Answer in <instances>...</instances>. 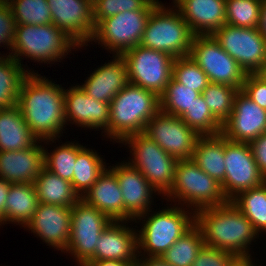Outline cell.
I'll return each instance as SVG.
<instances>
[{"mask_svg":"<svg viewBox=\"0 0 266 266\" xmlns=\"http://www.w3.org/2000/svg\"><path fill=\"white\" fill-rule=\"evenodd\" d=\"M120 143L130 148L128 164L137 168L158 195L165 197L174 183L177 160L144 133L125 137Z\"/></svg>","mask_w":266,"mask_h":266,"instance_id":"8","label":"cell"},{"mask_svg":"<svg viewBox=\"0 0 266 266\" xmlns=\"http://www.w3.org/2000/svg\"><path fill=\"white\" fill-rule=\"evenodd\" d=\"M128 83L125 60L121 55H113L112 61L95 68L80 86L93 99L110 103Z\"/></svg>","mask_w":266,"mask_h":266,"instance_id":"24","label":"cell"},{"mask_svg":"<svg viewBox=\"0 0 266 266\" xmlns=\"http://www.w3.org/2000/svg\"><path fill=\"white\" fill-rule=\"evenodd\" d=\"M204 245L202 232L194 224L160 257L171 266H192Z\"/></svg>","mask_w":266,"mask_h":266,"instance_id":"33","label":"cell"},{"mask_svg":"<svg viewBox=\"0 0 266 266\" xmlns=\"http://www.w3.org/2000/svg\"><path fill=\"white\" fill-rule=\"evenodd\" d=\"M259 74L266 79V63L263 67V69L259 72Z\"/></svg>","mask_w":266,"mask_h":266,"instance_id":"51","label":"cell"},{"mask_svg":"<svg viewBox=\"0 0 266 266\" xmlns=\"http://www.w3.org/2000/svg\"><path fill=\"white\" fill-rule=\"evenodd\" d=\"M191 159L202 171L222 183L226 172L225 137L221 133L200 136Z\"/></svg>","mask_w":266,"mask_h":266,"instance_id":"27","label":"cell"},{"mask_svg":"<svg viewBox=\"0 0 266 266\" xmlns=\"http://www.w3.org/2000/svg\"><path fill=\"white\" fill-rule=\"evenodd\" d=\"M225 178L222 191L228 201L240 192L262 185L266 179L259 172L248 143L225 138Z\"/></svg>","mask_w":266,"mask_h":266,"instance_id":"15","label":"cell"},{"mask_svg":"<svg viewBox=\"0 0 266 266\" xmlns=\"http://www.w3.org/2000/svg\"><path fill=\"white\" fill-rule=\"evenodd\" d=\"M83 266H134L130 262L118 260L87 261Z\"/></svg>","mask_w":266,"mask_h":266,"instance_id":"48","label":"cell"},{"mask_svg":"<svg viewBox=\"0 0 266 266\" xmlns=\"http://www.w3.org/2000/svg\"><path fill=\"white\" fill-rule=\"evenodd\" d=\"M53 82L38 72L30 73L24 80L17 99V106L27 126L46 145L51 141L56 143L57 137L62 136L61 132L66 127L65 89Z\"/></svg>","mask_w":266,"mask_h":266,"instance_id":"1","label":"cell"},{"mask_svg":"<svg viewBox=\"0 0 266 266\" xmlns=\"http://www.w3.org/2000/svg\"><path fill=\"white\" fill-rule=\"evenodd\" d=\"M127 65L128 81L160 97L172 79L174 58L162 51L135 46L121 54Z\"/></svg>","mask_w":266,"mask_h":266,"instance_id":"9","label":"cell"},{"mask_svg":"<svg viewBox=\"0 0 266 266\" xmlns=\"http://www.w3.org/2000/svg\"><path fill=\"white\" fill-rule=\"evenodd\" d=\"M237 260L229 252L204 245L192 266H232Z\"/></svg>","mask_w":266,"mask_h":266,"instance_id":"43","label":"cell"},{"mask_svg":"<svg viewBox=\"0 0 266 266\" xmlns=\"http://www.w3.org/2000/svg\"><path fill=\"white\" fill-rule=\"evenodd\" d=\"M11 184L12 183L0 178V220L5 216V204Z\"/></svg>","mask_w":266,"mask_h":266,"instance_id":"46","label":"cell"},{"mask_svg":"<svg viewBox=\"0 0 266 266\" xmlns=\"http://www.w3.org/2000/svg\"><path fill=\"white\" fill-rule=\"evenodd\" d=\"M180 118L200 136L221 133L222 124L213 116L201 94Z\"/></svg>","mask_w":266,"mask_h":266,"instance_id":"36","label":"cell"},{"mask_svg":"<svg viewBox=\"0 0 266 266\" xmlns=\"http://www.w3.org/2000/svg\"><path fill=\"white\" fill-rule=\"evenodd\" d=\"M263 0H226V24L259 28Z\"/></svg>","mask_w":266,"mask_h":266,"instance_id":"39","label":"cell"},{"mask_svg":"<svg viewBox=\"0 0 266 266\" xmlns=\"http://www.w3.org/2000/svg\"><path fill=\"white\" fill-rule=\"evenodd\" d=\"M23 66L9 54L0 56V109L17 105L24 80L30 73H35Z\"/></svg>","mask_w":266,"mask_h":266,"instance_id":"30","label":"cell"},{"mask_svg":"<svg viewBox=\"0 0 266 266\" xmlns=\"http://www.w3.org/2000/svg\"><path fill=\"white\" fill-rule=\"evenodd\" d=\"M52 23L80 49L89 46L95 23L92 0H47Z\"/></svg>","mask_w":266,"mask_h":266,"instance_id":"16","label":"cell"},{"mask_svg":"<svg viewBox=\"0 0 266 266\" xmlns=\"http://www.w3.org/2000/svg\"><path fill=\"white\" fill-rule=\"evenodd\" d=\"M135 266H171L166 263L161 257H138Z\"/></svg>","mask_w":266,"mask_h":266,"instance_id":"47","label":"cell"},{"mask_svg":"<svg viewBox=\"0 0 266 266\" xmlns=\"http://www.w3.org/2000/svg\"><path fill=\"white\" fill-rule=\"evenodd\" d=\"M194 36L179 9L160 1L151 11L140 45L179 58L190 54Z\"/></svg>","mask_w":266,"mask_h":266,"instance_id":"5","label":"cell"},{"mask_svg":"<svg viewBox=\"0 0 266 266\" xmlns=\"http://www.w3.org/2000/svg\"><path fill=\"white\" fill-rule=\"evenodd\" d=\"M152 10H134L118 13L101 20L96 26L94 41L114 55L140 45ZM104 46V47H103Z\"/></svg>","mask_w":266,"mask_h":266,"instance_id":"10","label":"cell"},{"mask_svg":"<svg viewBox=\"0 0 266 266\" xmlns=\"http://www.w3.org/2000/svg\"><path fill=\"white\" fill-rule=\"evenodd\" d=\"M159 0H92L95 26L103 19L134 10H153Z\"/></svg>","mask_w":266,"mask_h":266,"instance_id":"40","label":"cell"},{"mask_svg":"<svg viewBox=\"0 0 266 266\" xmlns=\"http://www.w3.org/2000/svg\"><path fill=\"white\" fill-rule=\"evenodd\" d=\"M126 223L112 221L99 236L95 253L88 261L118 260L135 266L138 259L137 231Z\"/></svg>","mask_w":266,"mask_h":266,"instance_id":"21","label":"cell"},{"mask_svg":"<svg viewBox=\"0 0 266 266\" xmlns=\"http://www.w3.org/2000/svg\"><path fill=\"white\" fill-rule=\"evenodd\" d=\"M259 172L266 179V132L248 143Z\"/></svg>","mask_w":266,"mask_h":266,"instance_id":"45","label":"cell"},{"mask_svg":"<svg viewBox=\"0 0 266 266\" xmlns=\"http://www.w3.org/2000/svg\"><path fill=\"white\" fill-rule=\"evenodd\" d=\"M108 138L120 142L143 133L148 122L160 111L159 97L147 89L128 83L109 103Z\"/></svg>","mask_w":266,"mask_h":266,"instance_id":"3","label":"cell"},{"mask_svg":"<svg viewBox=\"0 0 266 266\" xmlns=\"http://www.w3.org/2000/svg\"><path fill=\"white\" fill-rule=\"evenodd\" d=\"M84 146L74 142L62 143L48 152L44 147V167L62 179L72 181L78 152ZM52 151V152H51Z\"/></svg>","mask_w":266,"mask_h":266,"instance_id":"34","label":"cell"},{"mask_svg":"<svg viewBox=\"0 0 266 266\" xmlns=\"http://www.w3.org/2000/svg\"><path fill=\"white\" fill-rule=\"evenodd\" d=\"M72 207L39 203L26 229L47 246L65 253L71 234Z\"/></svg>","mask_w":266,"mask_h":266,"instance_id":"20","label":"cell"},{"mask_svg":"<svg viewBox=\"0 0 266 266\" xmlns=\"http://www.w3.org/2000/svg\"><path fill=\"white\" fill-rule=\"evenodd\" d=\"M190 211L185 206L184 208L179 207L175 203L172 207H164L156 213L151 209L136 218L135 223L142 220L143 224L140 230L137 229L138 257H160L163 255L195 224V212ZM137 220L140 221L137 222Z\"/></svg>","mask_w":266,"mask_h":266,"instance_id":"4","label":"cell"},{"mask_svg":"<svg viewBox=\"0 0 266 266\" xmlns=\"http://www.w3.org/2000/svg\"><path fill=\"white\" fill-rule=\"evenodd\" d=\"M200 95L199 92L178 83L173 77L159 97L160 110L166 114L180 117Z\"/></svg>","mask_w":266,"mask_h":266,"instance_id":"38","label":"cell"},{"mask_svg":"<svg viewBox=\"0 0 266 266\" xmlns=\"http://www.w3.org/2000/svg\"><path fill=\"white\" fill-rule=\"evenodd\" d=\"M265 132L266 110L239 90L231 115L222 124L221 134L229 141L250 143Z\"/></svg>","mask_w":266,"mask_h":266,"instance_id":"17","label":"cell"},{"mask_svg":"<svg viewBox=\"0 0 266 266\" xmlns=\"http://www.w3.org/2000/svg\"><path fill=\"white\" fill-rule=\"evenodd\" d=\"M232 266H255V264L252 260L238 259Z\"/></svg>","mask_w":266,"mask_h":266,"instance_id":"50","label":"cell"},{"mask_svg":"<svg viewBox=\"0 0 266 266\" xmlns=\"http://www.w3.org/2000/svg\"><path fill=\"white\" fill-rule=\"evenodd\" d=\"M38 141L17 105L0 109V151L30 148Z\"/></svg>","mask_w":266,"mask_h":266,"instance_id":"26","label":"cell"},{"mask_svg":"<svg viewBox=\"0 0 266 266\" xmlns=\"http://www.w3.org/2000/svg\"><path fill=\"white\" fill-rule=\"evenodd\" d=\"M212 36L240 67L248 73H259L266 63V38L259 28L224 24Z\"/></svg>","mask_w":266,"mask_h":266,"instance_id":"13","label":"cell"},{"mask_svg":"<svg viewBox=\"0 0 266 266\" xmlns=\"http://www.w3.org/2000/svg\"><path fill=\"white\" fill-rule=\"evenodd\" d=\"M143 133L177 161L192 158L200 137L180 117L161 110L148 122Z\"/></svg>","mask_w":266,"mask_h":266,"instance_id":"14","label":"cell"},{"mask_svg":"<svg viewBox=\"0 0 266 266\" xmlns=\"http://www.w3.org/2000/svg\"><path fill=\"white\" fill-rule=\"evenodd\" d=\"M189 56L208 76L209 82L242 89L246 72L212 35H196Z\"/></svg>","mask_w":266,"mask_h":266,"instance_id":"11","label":"cell"},{"mask_svg":"<svg viewBox=\"0 0 266 266\" xmlns=\"http://www.w3.org/2000/svg\"><path fill=\"white\" fill-rule=\"evenodd\" d=\"M15 27L16 23L10 5L6 0H0V46L4 44L2 47H7L4 49L9 48V55L14 43ZM0 56L5 55L0 53Z\"/></svg>","mask_w":266,"mask_h":266,"instance_id":"42","label":"cell"},{"mask_svg":"<svg viewBox=\"0 0 266 266\" xmlns=\"http://www.w3.org/2000/svg\"><path fill=\"white\" fill-rule=\"evenodd\" d=\"M193 34L212 35L226 24V0H173Z\"/></svg>","mask_w":266,"mask_h":266,"instance_id":"23","label":"cell"},{"mask_svg":"<svg viewBox=\"0 0 266 266\" xmlns=\"http://www.w3.org/2000/svg\"><path fill=\"white\" fill-rule=\"evenodd\" d=\"M16 25H47L52 15L47 0H6Z\"/></svg>","mask_w":266,"mask_h":266,"instance_id":"37","label":"cell"},{"mask_svg":"<svg viewBox=\"0 0 266 266\" xmlns=\"http://www.w3.org/2000/svg\"><path fill=\"white\" fill-rule=\"evenodd\" d=\"M252 101L266 110V79L259 73H248L241 89Z\"/></svg>","mask_w":266,"mask_h":266,"instance_id":"44","label":"cell"},{"mask_svg":"<svg viewBox=\"0 0 266 266\" xmlns=\"http://www.w3.org/2000/svg\"><path fill=\"white\" fill-rule=\"evenodd\" d=\"M107 168L104 159L84 146L77 154L71 185L82 197Z\"/></svg>","mask_w":266,"mask_h":266,"instance_id":"31","label":"cell"},{"mask_svg":"<svg viewBox=\"0 0 266 266\" xmlns=\"http://www.w3.org/2000/svg\"><path fill=\"white\" fill-rule=\"evenodd\" d=\"M172 77L200 94L210 83L208 76L189 55L174 58Z\"/></svg>","mask_w":266,"mask_h":266,"instance_id":"41","label":"cell"},{"mask_svg":"<svg viewBox=\"0 0 266 266\" xmlns=\"http://www.w3.org/2000/svg\"><path fill=\"white\" fill-rule=\"evenodd\" d=\"M112 220L80 199L71 210V234L65 252L78 266H83L95 253L97 241Z\"/></svg>","mask_w":266,"mask_h":266,"instance_id":"12","label":"cell"},{"mask_svg":"<svg viewBox=\"0 0 266 266\" xmlns=\"http://www.w3.org/2000/svg\"><path fill=\"white\" fill-rule=\"evenodd\" d=\"M195 224L205 245L229 252L237 259L253 260L249 246L259 234L231 201L196 211Z\"/></svg>","mask_w":266,"mask_h":266,"instance_id":"2","label":"cell"},{"mask_svg":"<svg viewBox=\"0 0 266 266\" xmlns=\"http://www.w3.org/2000/svg\"><path fill=\"white\" fill-rule=\"evenodd\" d=\"M34 186L39 203L72 207L81 199L70 181L62 179L45 167L35 179Z\"/></svg>","mask_w":266,"mask_h":266,"instance_id":"29","label":"cell"},{"mask_svg":"<svg viewBox=\"0 0 266 266\" xmlns=\"http://www.w3.org/2000/svg\"><path fill=\"white\" fill-rule=\"evenodd\" d=\"M259 31L266 38V0H263L261 6Z\"/></svg>","mask_w":266,"mask_h":266,"instance_id":"49","label":"cell"},{"mask_svg":"<svg viewBox=\"0 0 266 266\" xmlns=\"http://www.w3.org/2000/svg\"><path fill=\"white\" fill-rule=\"evenodd\" d=\"M79 47L53 23L47 25H16L10 56L18 63L25 58L34 62H61L72 49ZM23 58H22V57ZM61 60V61H60Z\"/></svg>","mask_w":266,"mask_h":266,"instance_id":"6","label":"cell"},{"mask_svg":"<svg viewBox=\"0 0 266 266\" xmlns=\"http://www.w3.org/2000/svg\"><path fill=\"white\" fill-rule=\"evenodd\" d=\"M64 115L66 125L72 123L77 127L100 129L108 138L109 103L93 99L80 84L64 90Z\"/></svg>","mask_w":266,"mask_h":266,"instance_id":"19","label":"cell"},{"mask_svg":"<svg viewBox=\"0 0 266 266\" xmlns=\"http://www.w3.org/2000/svg\"><path fill=\"white\" fill-rule=\"evenodd\" d=\"M38 204L34 184H11L5 204V216L0 220V226L4 223H16L25 229L33 218Z\"/></svg>","mask_w":266,"mask_h":266,"instance_id":"28","label":"cell"},{"mask_svg":"<svg viewBox=\"0 0 266 266\" xmlns=\"http://www.w3.org/2000/svg\"><path fill=\"white\" fill-rule=\"evenodd\" d=\"M238 88L210 82L201 95L213 116L223 124L231 115Z\"/></svg>","mask_w":266,"mask_h":266,"instance_id":"35","label":"cell"},{"mask_svg":"<svg viewBox=\"0 0 266 266\" xmlns=\"http://www.w3.org/2000/svg\"><path fill=\"white\" fill-rule=\"evenodd\" d=\"M43 167L44 146L40 140L30 148L0 151V178L12 184H34Z\"/></svg>","mask_w":266,"mask_h":266,"instance_id":"22","label":"cell"},{"mask_svg":"<svg viewBox=\"0 0 266 266\" xmlns=\"http://www.w3.org/2000/svg\"><path fill=\"white\" fill-rule=\"evenodd\" d=\"M165 199L194 212L228 202L221 183L202 171L192 159L177 161L174 183Z\"/></svg>","mask_w":266,"mask_h":266,"instance_id":"7","label":"cell"},{"mask_svg":"<svg viewBox=\"0 0 266 266\" xmlns=\"http://www.w3.org/2000/svg\"><path fill=\"white\" fill-rule=\"evenodd\" d=\"M81 199L106 214L112 221H125L120 185L116 175L109 168L105 169Z\"/></svg>","mask_w":266,"mask_h":266,"instance_id":"25","label":"cell"},{"mask_svg":"<svg viewBox=\"0 0 266 266\" xmlns=\"http://www.w3.org/2000/svg\"><path fill=\"white\" fill-rule=\"evenodd\" d=\"M231 202L252 223L259 235L266 233V181L258 187L240 192Z\"/></svg>","mask_w":266,"mask_h":266,"instance_id":"32","label":"cell"},{"mask_svg":"<svg viewBox=\"0 0 266 266\" xmlns=\"http://www.w3.org/2000/svg\"><path fill=\"white\" fill-rule=\"evenodd\" d=\"M108 168L116 175L120 185L125 207V221L134 222L136 218L151 210L154 199L152 195L158 193L137 168L126 161L114 166L110 165Z\"/></svg>","mask_w":266,"mask_h":266,"instance_id":"18","label":"cell"}]
</instances>
